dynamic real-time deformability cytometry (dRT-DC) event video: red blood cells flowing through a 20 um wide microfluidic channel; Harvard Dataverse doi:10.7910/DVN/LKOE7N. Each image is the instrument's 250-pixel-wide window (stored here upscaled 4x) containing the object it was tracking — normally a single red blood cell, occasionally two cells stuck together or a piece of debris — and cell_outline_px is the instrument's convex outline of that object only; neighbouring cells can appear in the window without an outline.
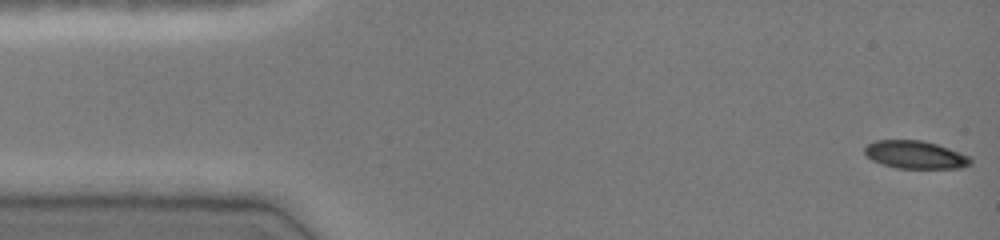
{"species": "common noctule bat (a hibernating species)", "species_latin": "Nyctalus noctula", "temperature_condition": "cold", "stored_images_in_passage": 47, "camera_frame_rate_fps": 3000, "um_per_image_px": 0.085, "animal": {"sex": "female", "body_mass_g": 19.0, "forearm_length_mm": 51.5}, "frame": {"image": 1, "passage_image": 1, "time_ms": 0.0, "image_size_px": [1000, 240], "cell_outline_px": [[972, 164], [960, 168], [896, 168], [872, 160], [864, 152], [864, 148], [868, 144], [876, 140], [924, 140], [972, 156]], "centroid_in_image_um": [77.84, 13.15], "position_along_channel_um": 7.2, "area_um2": 17.22}}
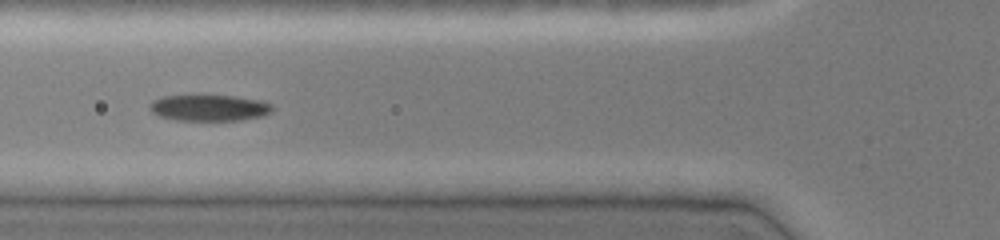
{"frame": {"image": 2, "passage_image": 17, "time_ms": 5.333, "image_size_px": [1000, 240], "cell_outline_px": [[272, 112], [264, 116], [240, 120], [176, 120], [160, 116], [152, 112], [148, 108], [148, 104], [152, 100], [164, 96], [188, 92], [192, 92], [236, 96], [264, 100], [272, 104]], "centroid_in_image_um": [17.75, 9.1], "position_along_channel_um": 108.0, "area_um2": 19.94}}
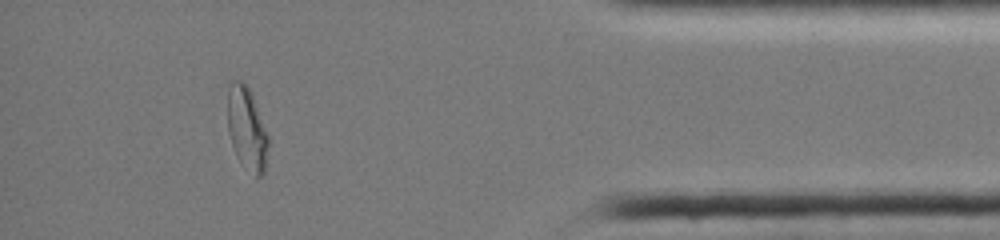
{"frame": {"image": 3, "passage_image": 42, "time_ms": 13.667, "image_size_px": [1000, 240], "cell_outline_px": [[268, 148], [264, 172], [260, 176], [256, 176], [236, 156], [228, 132], [228, 84], [232, 80], [244, 80], [252, 96], [268, 136]], "centroid_in_image_um": [20.96, 10.89], "position_along_channel_um": 414.2, "area_um2": 19.25}, "authors_computed_cell_mechanics": {"area_um2": 18.9006, "velocity_mm_per_s": 4.0523, "shape_relaxation_time_tau1_ms": 6.076, "shape_relaxation_time_tau2_ms": 2.738, "deformation_change_tau1": 0.2044, "deformation_change_tau2": 0.0574}}